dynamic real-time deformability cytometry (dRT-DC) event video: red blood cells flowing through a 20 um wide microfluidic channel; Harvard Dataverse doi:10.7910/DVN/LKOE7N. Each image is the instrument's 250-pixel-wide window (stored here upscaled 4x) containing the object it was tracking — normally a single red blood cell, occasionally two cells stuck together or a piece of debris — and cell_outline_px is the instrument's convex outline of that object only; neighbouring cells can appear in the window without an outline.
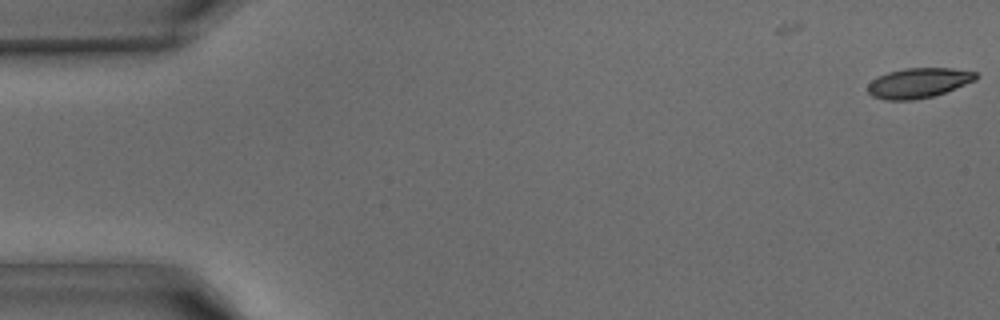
{"species": "common noctule bat (a hibernating species)", "species_latin": "Nyctalus noctula", "temperature_condition": "warm", "stored_images_in_passage": 2, "camera_frame_rate_fps": 3000, "um_per_image_px": 0.085, "animal": {"sex": "male", "body_mass_g": 15.6}, "frame": {"image": 1, "passage_image": 2, "time_ms": 0.333, "image_size_px": [1000, 320], "cell_outline_px": [[980, 76], [976, 80], [944, 92], [932, 96], [912, 100], [884, 100], [872, 96], [868, 92], [868, 84], [876, 76], [888, 72], [904, 68], [952, 68], [976, 72]], "centroid_in_image_um": [78.06, 7.04], "position_along_channel_um": 6.9, "area_um2": 18.9}}